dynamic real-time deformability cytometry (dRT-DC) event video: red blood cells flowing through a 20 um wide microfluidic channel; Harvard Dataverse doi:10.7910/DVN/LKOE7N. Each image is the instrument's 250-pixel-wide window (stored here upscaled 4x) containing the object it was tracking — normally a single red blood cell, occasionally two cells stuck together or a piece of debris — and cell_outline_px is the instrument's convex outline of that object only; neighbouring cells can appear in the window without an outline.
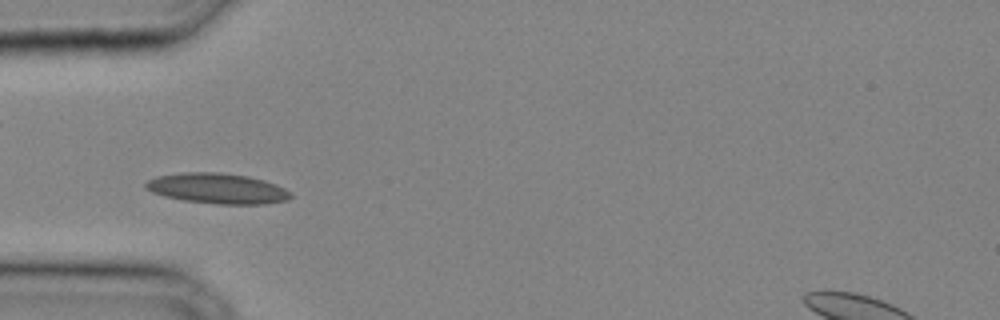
{"species": "common noctule bat (a hibernating species)", "species_latin": "Nyctalus noctula", "temperature_condition": "cold", "stored_images_in_passage": 6, "camera_frame_rate_fps": 3000, "um_per_image_px": 0.085, "animal": {"sex": "male", "body_mass_g": 20.4}, "frame": {"image": 1, "passage_image": 1, "time_ms": 0.0, "image_size_px": [1000, 320], "cell_outline_px": [[292, 196], [288, 200], [268, 204], [216, 204], [184, 200], [164, 196], [152, 192], [144, 188], [144, 184], [148, 180], [156, 176], [184, 172], [220, 172], [248, 176], [264, 180], [276, 184], [292, 192]], "centroid_in_image_um": [18.5, 16.02], "position_along_channel_um": 66.5, "area_um2": 25.89}}